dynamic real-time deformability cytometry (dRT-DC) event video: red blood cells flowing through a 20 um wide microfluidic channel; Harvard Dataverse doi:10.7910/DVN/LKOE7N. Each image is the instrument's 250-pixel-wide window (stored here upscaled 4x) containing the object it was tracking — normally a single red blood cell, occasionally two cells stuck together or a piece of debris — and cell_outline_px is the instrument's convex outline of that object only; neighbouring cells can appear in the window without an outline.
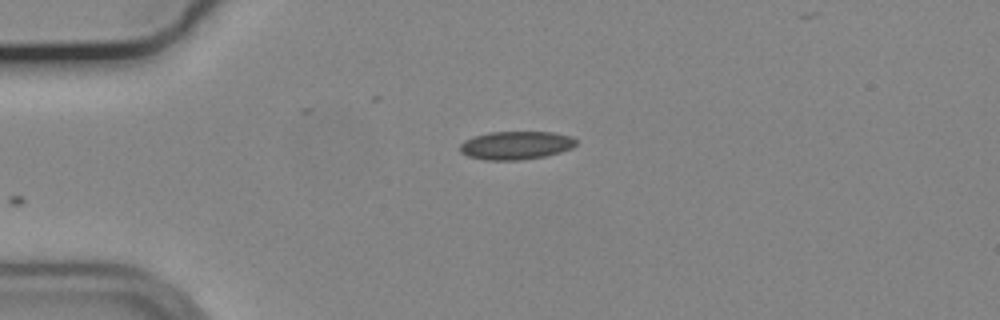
{"species": "common noctule bat (a hibernating species)", "species_latin": "Nyctalus noctula", "temperature_condition": "cold", "stored_images_in_passage": 38, "camera_frame_rate_fps": 3000, "um_per_image_px": 0.085, "animal": {"sex": "male", "body_mass_g": 19.2, "forearm_length_mm": 51.8}, "frame": {"image": 1, "passage_image": 1, "time_ms": 0.0, "image_size_px": [1000, 320], "cell_outline_px": [[576, 144], [572, 148], [560, 152], [544, 156], [520, 160], [488, 160], [468, 156], [460, 152], [460, 144], [464, 140], [472, 136], [488, 132], [552, 132], [572, 136], [576, 140]], "centroid_in_image_um": [43.84, 12.34], "position_along_channel_um": 41.2, "area_um2": 19.19}}
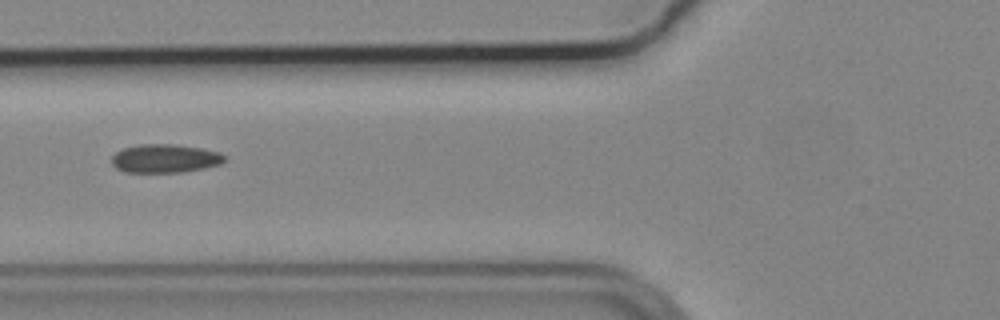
{"frame": {"image": 2, "passage_image": 9, "time_ms": 2.667, "image_size_px": [1000, 320], "cell_outline_px": [[228, 160], [220, 164], [204, 168], [184, 172], [124, 172], [116, 168], [112, 164], [112, 156], [116, 152], [124, 148], [140, 144], [172, 144], [200, 148], [220, 152]], "centroid_in_image_um": [14.03, 13.47], "position_along_channel_um": 111.8, "area_um2": 18.79}}
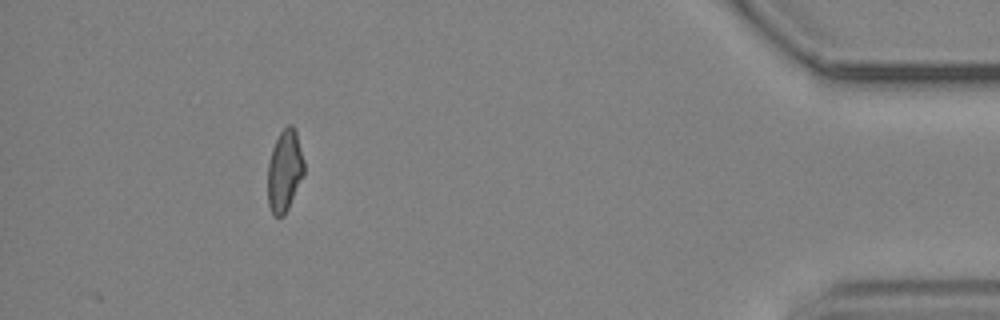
{"frame": {"image": 3, "passage_image": 38, "time_ms": 12.333, "image_size_px": [1000, 320], "cell_outline_px": [[304, 176], [284, 216], [276, 216], [272, 212], [268, 204], [268, 164], [272, 148], [280, 132], [288, 124], [292, 124], [296, 132], [304, 160]], "centroid_in_image_um": [24.2, 14.51], "position_along_channel_um": 411.0, "area_um2": 17.28}, "authors_computed_cell_mechanics": {"area_um2": 18.0914, "velocity_mm_per_s": 3.7059, "shape_relaxation_time_tau1_ms": null, "shape_relaxation_time_tau2_ms": 2.9083, "deformation_change_tau1": null, "deformation_change_tau2": 0.1114}}